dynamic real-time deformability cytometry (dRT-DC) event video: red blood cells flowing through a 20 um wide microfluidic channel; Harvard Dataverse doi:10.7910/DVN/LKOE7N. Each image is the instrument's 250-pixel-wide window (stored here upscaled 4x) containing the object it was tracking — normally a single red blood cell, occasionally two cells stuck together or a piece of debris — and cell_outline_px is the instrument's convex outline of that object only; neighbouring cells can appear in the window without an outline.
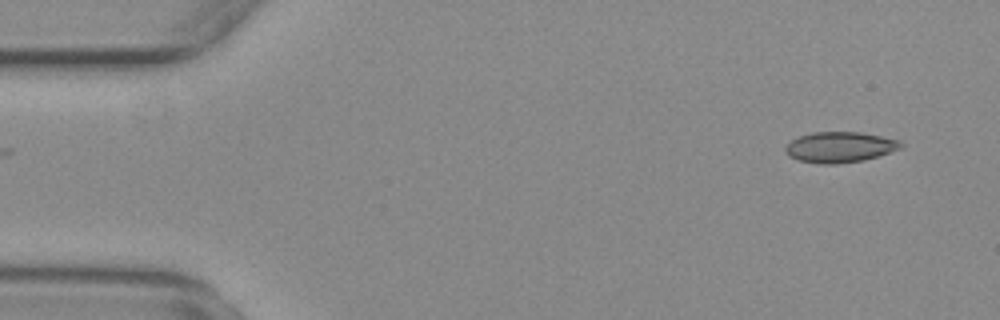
{"species": "common noctule bat (a hibernating species)", "species_latin": "Nyctalus noctula", "temperature_condition": "warm", "stored_images_in_passage": 52, "camera_frame_rate_fps": 3000, "um_per_image_px": 0.085, "animal": {"sex": "female", "body_mass_g": 29.2, "forearm_length_mm": 56.3}, "frame": {"image": 1, "passage_image": 1, "time_ms": 0.0, "image_size_px": [1000, 320], "cell_outline_px": [[904, 144], [900, 148], [864, 160], [836, 164], [820, 164], [800, 160], [788, 156], [784, 152], [784, 148], [792, 140], [800, 136], [812, 132], [860, 132], [900, 140]], "centroid_in_image_um": [71.36, 12.5], "position_along_channel_um": 13.6, "area_um2": 20.46}}
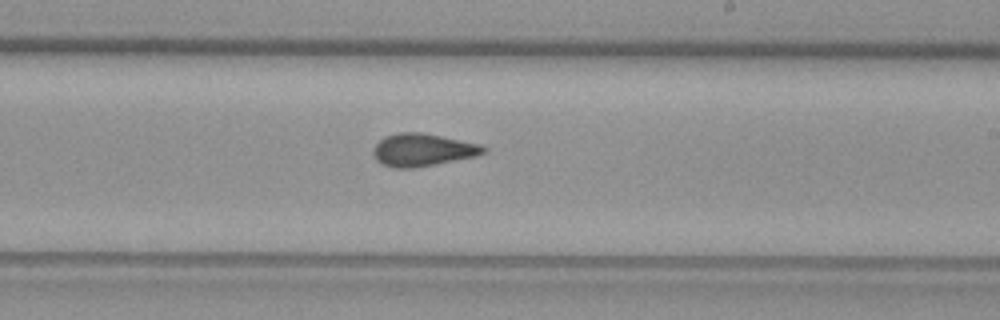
{"frame": {"image": 2, "passage_image": 29, "time_ms": 9.333, "image_size_px": [1000, 320], "cell_outline_px": [[488, 152], [476, 156], [436, 164], [412, 168], [392, 168], [376, 160], [372, 152], [372, 148], [384, 136], [396, 132], [420, 132], [480, 144], [488, 148]], "centroid_in_image_um": [35.92, 12.74], "position_along_channel_um": 253.1, "area_um2": 21.04}}
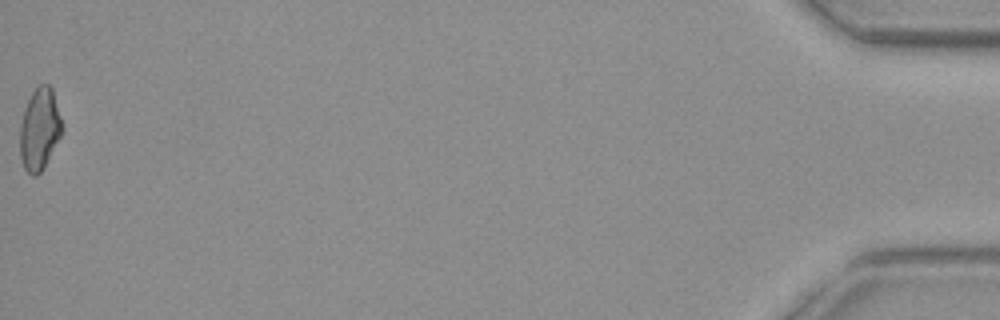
{"frame": {"image": 3, "passage_image": 52, "time_ms": 17.0, "image_size_px": [1000, 320], "cell_outline_px": [[64, 128], [44, 168], [36, 176], [32, 176], [24, 168], [20, 156], [20, 124], [28, 100], [32, 92], [40, 84], [48, 84], [52, 88]], "centroid_in_image_um": [3.37, 10.99], "position_along_channel_um": 431.8, "area_um2": 20.0}, "authors_computed_cell_mechanics": {"area_um2": 20.3167, "velocity_mm_per_s": 3.7623, "shape_relaxation_time_tau1_ms": null, "shape_relaxation_time_tau2_ms": 1.6941, "deformation_change_tau1": null, "deformation_change_tau2": 0.054}}